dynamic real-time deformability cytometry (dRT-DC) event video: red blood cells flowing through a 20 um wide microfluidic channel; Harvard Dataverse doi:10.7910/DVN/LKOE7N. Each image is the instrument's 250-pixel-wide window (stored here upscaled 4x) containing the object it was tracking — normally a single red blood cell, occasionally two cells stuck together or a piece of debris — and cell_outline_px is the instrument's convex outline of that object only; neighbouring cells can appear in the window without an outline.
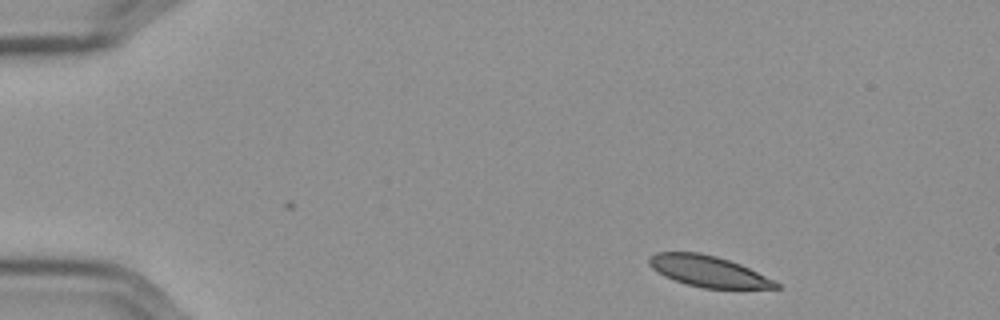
{"species": "Egyptian fruit bat (a non-hibernating species)", "species_latin": "Rousettus aegyptiacus", "temperature_condition": "cold", "stored_images_in_passage": 50, "camera_frame_rate_fps": 3000, "um_per_image_px": 0.085, "frame": {"image": 1, "passage_image": 1, "time_ms": 0.0, "image_size_px": [1000, 320], "cell_outline_px": [[780, 288], [704, 288], [684, 284], [664, 276], [652, 268], [648, 264], [648, 256], [656, 252], [700, 252], [716, 256], [740, 264], [780, 284]], "centroid_in_image_um": [60.12, 23.05], "position_along_channel_um": 24.9, "area_um2": 22.77}}
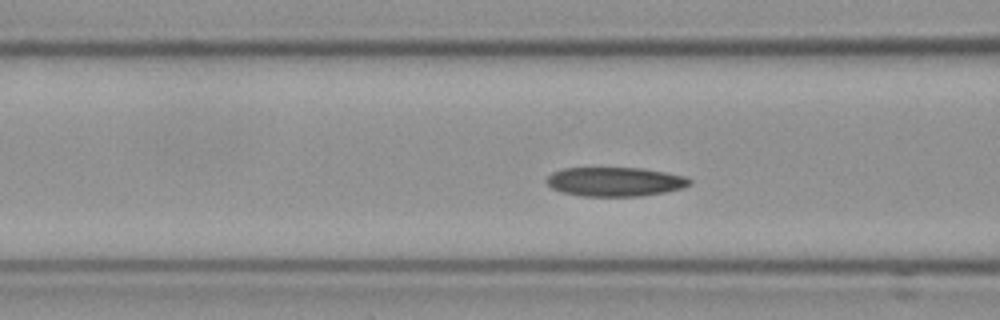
{"frame": {"image": 2, "passage_image": 16, "time_ms": 5.0, "image_size_px": [1000, 320], "cell_outline_px": [[692, 184], [684, 188], [664, 192], [640, 196], [580, 196], [560, 192], [552, 188], [544, 180], [552, 172], [564, 168], [644, 168], [684, 176], [692, 180]], "centroid_in_image_um": [52.27, 15.45], "position_along_channel_um": 114.3, "area_um2": 24.45}}
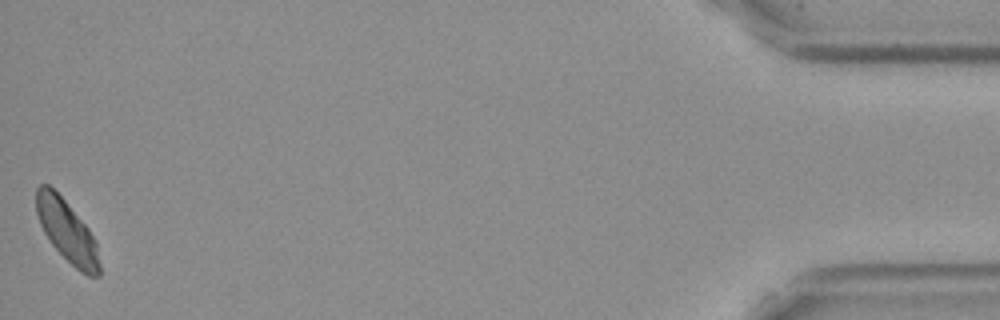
{"frame": {"image": 3, "passage_image": 50, "time_ms": 16.333, "image_size_px": [1000, 320], "cell_outline_px": [[100, 276], [88, 276], [80, 272], [52, 244], [44, 232], [40, 224], [36, 212], [36, 188], [40, 184], [48, 184], [64, 200], [88, 228], [96, 244], [100, 264]], "centroid_in_image_um": [5.69, 19.65], "position_along_channel_um": 429.5, "area_um2": 22.31}}